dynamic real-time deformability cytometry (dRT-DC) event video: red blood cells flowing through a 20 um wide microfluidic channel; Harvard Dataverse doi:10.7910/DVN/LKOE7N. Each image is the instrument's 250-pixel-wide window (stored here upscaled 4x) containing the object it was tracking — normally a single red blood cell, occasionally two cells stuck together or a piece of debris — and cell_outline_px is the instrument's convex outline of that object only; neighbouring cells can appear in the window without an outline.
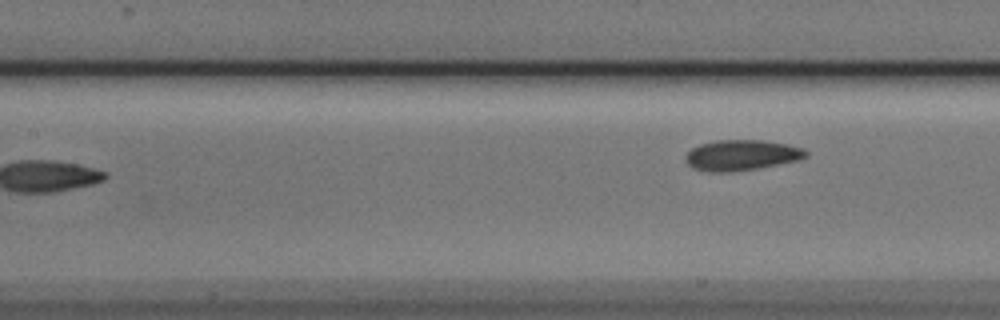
{"species": "Egyptian fruit bat (a non-hibernating species)", "species_latin": "Rousettus aegyptiacus", "temperature_condition": "cold", "stored_images_in_passage": 6, "camera_frame_rate_fps": 3000, "um_per_image_px": 0.085, "animal": {"sex": "male"}, "frame": {"image": 1, "passage_image": 6, "time_ms": 1.667, "image_size_px": [1000, 320], "cell_outline_px": [[808, 156], [800, 160], [756, 168], [732, 172], [708, 172], [692, 168], [684, 160], [684, 156], [692, 148], [700, 144], [716, 140], [764, 140], [788, 144], [804, 148], [808, 152]], "centroid_in_image_um": [63.03, 13.19], "position_along_channel_um": 144.4, "area_um2": 21.68}}